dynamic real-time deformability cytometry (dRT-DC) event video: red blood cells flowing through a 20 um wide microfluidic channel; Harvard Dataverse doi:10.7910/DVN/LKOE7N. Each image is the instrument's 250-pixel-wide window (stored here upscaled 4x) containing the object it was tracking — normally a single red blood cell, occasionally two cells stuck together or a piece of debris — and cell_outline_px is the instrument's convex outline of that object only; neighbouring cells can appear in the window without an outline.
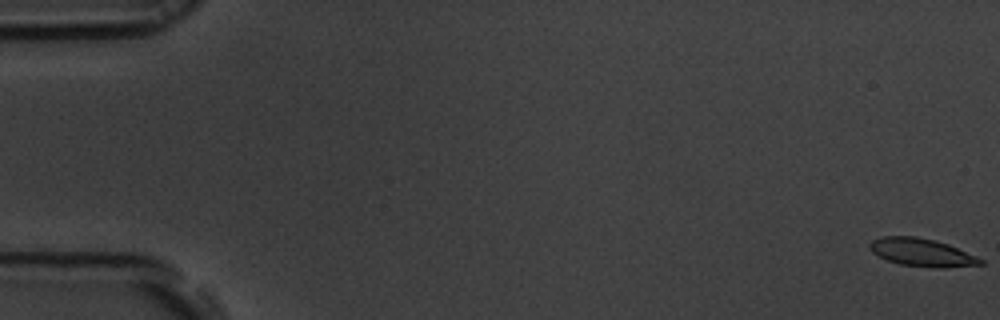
{"species": "common noctule bat (a hibernating species)", "species_latin": "Nyctalus noctula", "temperature_condition": "room temperature", "stored_images_in_passage": 56, "camera_frame_rate_fps": 3000, "um_per_image_px": 0.085, "animal": {"sex": "male", "body_mass_g": 19.5, "forearm_length_mm": 54.6}, "frame": {"image": 1, "passage_image": 1, "time_ms": 0.0, "image_size_px": [1000, 320], "cell_outline_px": [[984, 264], [944, 268], [936, 268], [900, 264], [888, 260], [872, 252], [868, 244], [872, 240], [880, 236], [916, 236], [948, 244], [976, 256], [984, 260]], "centroid_in_image_um": [78.35, 21.45], "position_along_channel_um": 6.6, "area_um2": 17.92}}
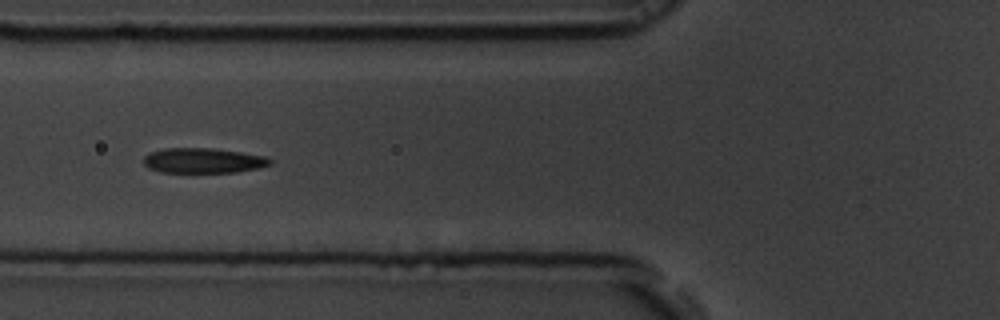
{"frame": {"image": 2, "passage_image": 22, "time_ms": 7.0, "image_size_px": [1000, 320], "cell_outline_px": [[272, 164], [260, 168], [236, 172], [160, 172], [148, 168], [144, 164], [144, 156], [152, 152], [164, 148], [212, 148], [240, 152], [264, 156], [272, 160]], "centroid_in_image_um": [17.28, 13.65], "position_along_channel_um": 108.5, "area_um2": 18.44}}
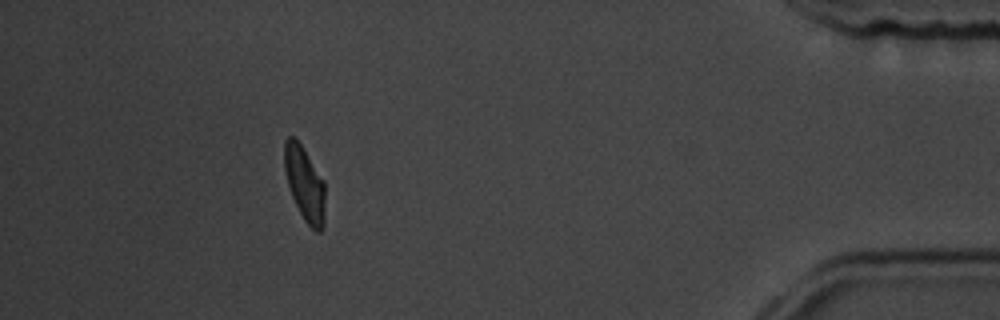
{"frame": {"image": 3, "passage_image": 51, "time_ms": 16.667, "image_size_px": [1000, 320], "cell_outline_px": [[324, 224], [320, 232], [316, 232], [304, 220], [292, 196], [288, 184], [284, 168], [284, 140], [288, 136], [296, 136], [324, 180]], "centroid_in_image_um": [25.89, 15.57], "position_along_channel_um": 409.3, "area_um2": 17.69}, "authors_computed_cell_mechanics": {"area_um2": 18.4382, "velocity_mm_per_s": 3.6842, "shape_relaxation_time_tau1_ms": 3.0738, "shape_relaxation_time_tau2_ms": 1.7432, "deformation_change_tau1": 0.1463, "deformation_change_tau2": 0.0555}}